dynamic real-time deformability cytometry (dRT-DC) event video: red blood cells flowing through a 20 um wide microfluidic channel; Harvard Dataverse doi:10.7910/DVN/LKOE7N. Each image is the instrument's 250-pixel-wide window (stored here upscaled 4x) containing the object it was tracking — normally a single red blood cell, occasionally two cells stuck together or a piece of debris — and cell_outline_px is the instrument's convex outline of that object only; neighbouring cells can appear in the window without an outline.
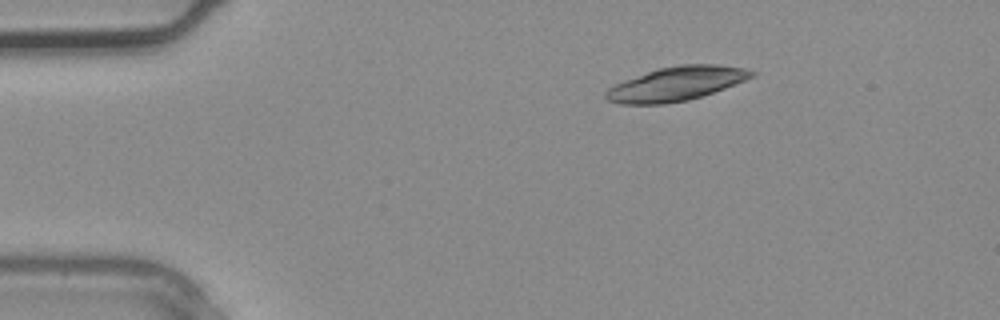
{"species": "common noctule bat (a hibernating species)", "species_latin": "Nyctalus noctula", "temperature_condition": "warm", "stored_images_in_passage": 2, "camera_frame_rate_fps": 3000, "um_per_image_px": 0.085, "animal": {"sex": "male", "body_mass_g": 20.4}, "frame": {"image": 1, "passage_image": 2, "time_ms": 0.333, "image_size_px": [1000, 320], "cell_outline_px": [[756, 72], [752, 76], [744, 80], [724, 88], [688, 100], [664, 104], [620, 104], [608, 100], [604, 96], [604, 92], [608, 88], [624, 80], [656, 68], [680, 64], [716, 64], [744, 68]], "centroid_in_image_um": [57.43, 7.11], "position_along_channel_um": 27.6, "area_um2": 28.73}}